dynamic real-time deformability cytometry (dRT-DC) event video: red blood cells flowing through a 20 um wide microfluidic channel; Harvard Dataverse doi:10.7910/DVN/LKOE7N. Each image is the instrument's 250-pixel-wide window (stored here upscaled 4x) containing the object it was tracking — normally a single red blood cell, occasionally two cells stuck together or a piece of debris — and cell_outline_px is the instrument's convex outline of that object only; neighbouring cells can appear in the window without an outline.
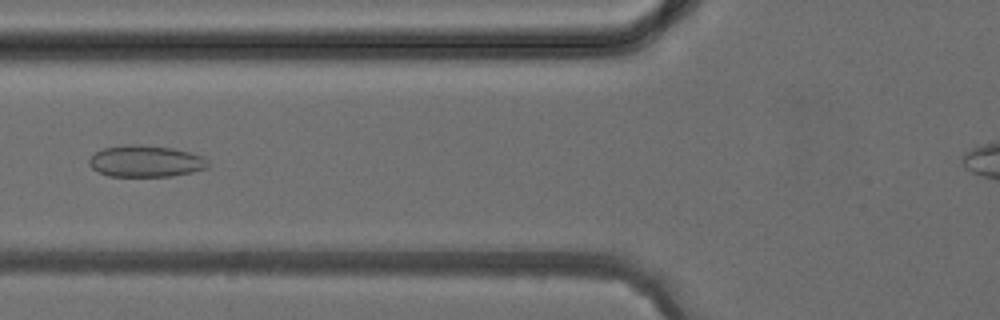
{"species": "common noctule bat (a hibernating species)", "species_latin": "Nyctalus noctula", "temperature_condition": "cold", "stored_images_in_passage": 5, "camera_frame_rate_fps": 3000, "um_per_image_px": 0.085, "animal": {"sex": "female", "body_mass_g": 24.6, "forearm_length_mm": 56.2}, "frame": {"image": 1, "passage_image": 5, "time_ms": 4.667, "image_size_px": [1000, 320], "cell_outline_px": [[208, 168], [192, 172], [172, 176], [108, 176], [92, 168], [88, 164], [88, 160], [96, 152], [104, 148], [132, 144], [136, 144], [172, 148], [204, 156], [208, 160]], "centroid_in_image_um": [12.4, 13.71], "position_along_channel_um": 113.4, "area_um2": 21.79}}